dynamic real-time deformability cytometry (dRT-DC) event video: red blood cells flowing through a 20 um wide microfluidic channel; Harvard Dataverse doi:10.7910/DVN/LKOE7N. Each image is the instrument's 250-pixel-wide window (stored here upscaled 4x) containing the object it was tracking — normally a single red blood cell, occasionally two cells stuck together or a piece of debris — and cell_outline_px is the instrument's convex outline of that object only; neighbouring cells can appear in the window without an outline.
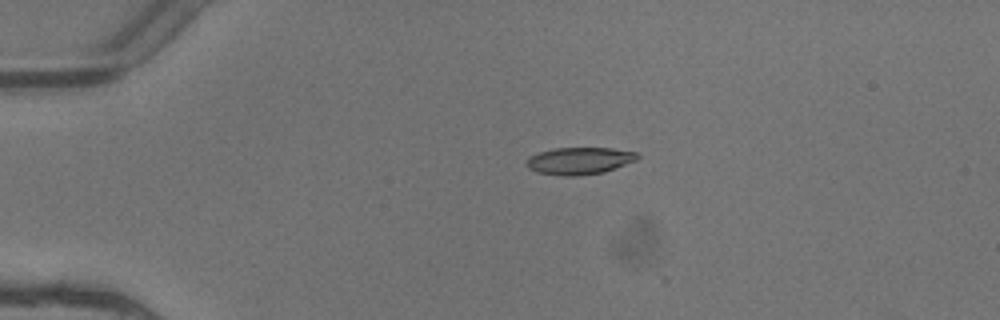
{"species": "common noctule bat (a hibernating species)", "species_latin": "Nyctalus noctula", "temperature_condition": "warm", "stored_images_in_passage": 3, "camera_frame_rate_fps": 3000, "um_per_image_px": 0.085, "animal": {"sex": "female"}, "frame": {"image": 1, "passage_image": 1, "time_ms": 0.0, "image_size_px": [1000, 320], "cell_outline_px": [[640, 156], [636, 160], [604, 172], [576, 176], [564, 176], [536, 172], [528, 168], [524, 164], [528, 156], [540, 152], [556, 148], [612, 148], [636, 152]], "centroid_in_image_um": [49.21, 13.67], "position_along_channel_um": 35.8, "area_um2": 17.57}}
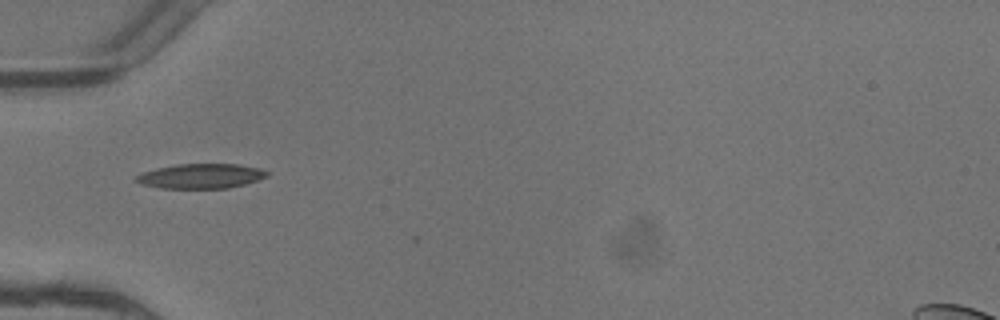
{"frame": {"image": 2, "passage_image": 2, "time_ms": 0.333, "image_size_px": [1000, 320], "cell_outline_px": [[268, 176], [244, 184], [228, 188], [160, 188], [140, 184], [136, 180], [136, 176], [144, 172], [156, 168], [176, 164], [236, 164], [260, 168], [268, 172]], "centroid_in_image_um": [17.06, 14.96], "position_along_channel_um": 67.9, "area_um2": 18.73}}
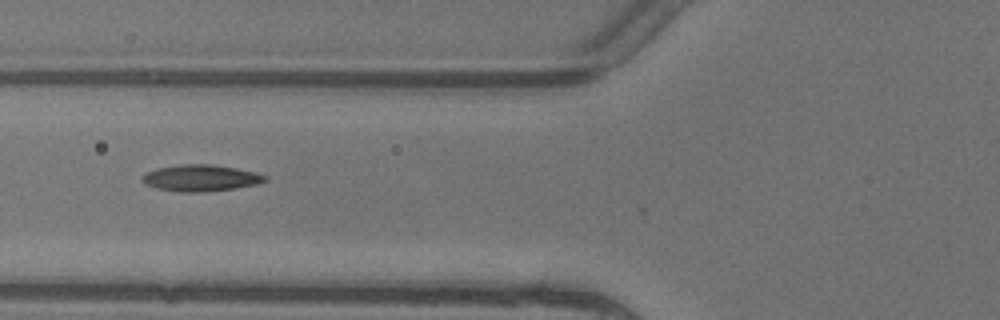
{"frame": {"image": 3, "passage_image": 3, "time_ms": 0.667, "image_size_px": [1000, 320], "cell_outline_px": [[268, 180], [256, 184], [236, 188], [204, 192], [180, 192], [156, 188], [144, 184], [140, 180], [148, 172], [156, 168], [180, 164], [212, 164], [236, 168], [256, 172], [268, 176]], "centroid_in_image_um": [17.07, 15.13], "position_along_channel_um": 108.7, "area_um2": 19.07}}